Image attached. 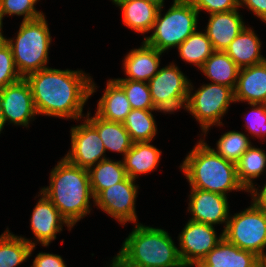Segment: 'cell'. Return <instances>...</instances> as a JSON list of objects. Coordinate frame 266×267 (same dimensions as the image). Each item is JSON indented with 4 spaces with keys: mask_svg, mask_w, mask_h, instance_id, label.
I'll use <instances>...</instances> for the list:
<instances>
[{
    "mask_svg": "<svg viewBox=\"0 0 266 267\" xmlns=\"http://www.w3.org/2000/svg\"><path fill=\"white\" fill-rule=\"evenodd\" d=\"M38 0H1L3 15L23 16L22 21H30L44 16L43 12L35 9Z\"/></svg>",
    "mask_w": 266,
    "mask_h": 267,
    "instance_id": "cell-33",
    "label": "cell"
},
{
    "mask_svg": "<svg viewBox=\"0 0 266 267\" xmlns=\"http://www.w3.org/2000/svg\"><path fill=\"white\" fill-rule=\"evenodd\" d=\"M148 2L154 3L155 5H157L158 7H164V0H146ZM179 0H173V3L178 2Z\"/></svg>",
    "mask_w": 266,
    "mask_h": 267,
    "instance_id": "cell-41",
    "label": "cell"
},
{
    "mask_svg": "<svg viewBox=\"0 0 266 267\" xmlns=\"http://www.w3.org/2000/svg\"><path fill=\"white\" fill-rule=\"evenodd\" d=\"M252 195L253 202L262 212L266 213V183L261 190L258 191V188L255 185L248 191Z\"/></svg>",
    "mask_w": 266,
    "mask_h": 267,
    "instance_id": "cell-39",
    "label": "cell"
},
{
    "mask_svg": "<svg viewBox=\"0 0 266 267\" xmlns=\"http://www.w3.org/2000/svg\"><path fill=\"white\" fill-rule=\"evenodd\" d=\"M3 18H4V15H3V11H2V2L0 0V28L3 27Z\"/></svg>",
    "mask_w": 266,
    "mask_h": 267,
    "instance_id": "cell-44",
    "label": "cell"
},
{
    "mask_svg": "<svg viewBox=\"0 0 266 267\" xmlns=\"http://www.w3.org/2000/svg\"><path fill=\"white\" fill-rule=\"evenodd\" d=\"M234 99L235 103L266 104V61L239 70Z\"/></svg>",
    "mask_w": 266,
    "mask_h": 267,
    "instance_id": "cell-18",
    "label": "cell"
},
{
    "mask_svg": "<svg viewBox=\"0 0 266 267\" xmlns=\"http://www.w3.org/2000/svg\"><path fill=\"white\" fill-rule=\"evenodd\" d=\"M200 70L211 83L225 85L234 90L240 68L224 51H214Z\"/></svg>",
    "mask_w": 266,
    "mask_h": 267,
    "instance_id": "cell-25",
    "label": "cell"
},
{
    "mask_svg": "<svg viewBox=\"0 0 266 267\" xmlns=\"http://www.w3.org/2000/svg\"><path fill=\"white\" fill-rule=\"evenodd\" d=\"M189 196L190 220L212 226L225 223V230L230 216L227 196L196 188H191Z\"/></svg>",
    "mask_w": 266,
    "mask_h": 267,
    "instance_id": "cell-14",
    "label": "cell"
},
{
    "mask_svg": "<svg viewBox=\"0 0 266 267\" xmlns=\"http://www.w3.org/2000/svg\"><path fill=\"white\" fill-rule=\"evenodd\" d=\"M34 267H67L60 255L40 252L33 260Z\"/></svg>",
    "mask_w": 266,
    "mask_h": 267,
    "instance_id": "cell-37",
    "label": "cell"
},
{
    "mask_svg": "<svg viewBox=\"0 0 266 267\" xmlns=\"http://www.w3.org/2000/svg\"><path fill=\"white\" fill-rule=\"evenodd\" d=\"M2 31V28H0V47L6 42V37H4Z\"/></svg>",
    "mask_w": 266,
    "mask_h": 267,
    "instance_id": "cell-45",
    "label": "cell"
},
{
    "mask_svg": "<svg viewBox=\"0 0 266 267\" xmlns=\"http://www.w3.org/2000/svg\"><path fill=\"white\" fill-rule=\"evenodd\" d=\"M138 187L135 185V180L127 177L125 180L102 190L94 198V204L123 226L127 222L135 223L137 221L135 202Z\"/></svg>",
    "mask_w": 266,
    "mask_h": 267,
    "instance_id": "cell-10",
    "label": "cell"
},
{
    "mask_svg": "<svg viewBox=\"0 0 266 267\" xmlns=\"http://www.w3.org/2000/svg\"><path fill=\"white\" fill-rule=\"evenodd\" d=\"M114 80L123 88L132 109H156L146 82L128 79Z\"/></svg>",
    "mask_w": 266,
    "mask_h": 267,
    "instance_id": "cell-32",
    "label": "cell"
},
{
    "mask_svg": "<svg viewBox=\"0 0 266 267\" xmlns=\"http://www.w3.org/2000/svg\"><path fill=\"white\" fill-rule=\"evenodd\" d=\"M246 27L238 9L210 15L206 34L214 51H224L234 38Z\"/></svg>",
    "mask_w": 266,
    "mask_h": 267,
    "instance_id": "cell-16",
    "label": "cell"
},
{
    "mask_svg": "<svg viewBox=\"0 0 266 267\" xmlns=\"http://www.w3.org/2000/svg\"><path fill=\"white\" fill-rule=\"evenodd\" d=\"M247 136L249 135L239 131H228L221 135L216 143V150H213L224 159L236 164L252 145Z\"/></svg>",
    "mask_w": 266,
    "mask_h": 267,
    "instance_id": "cell-31",
    "label": "cell"
},
{
    "mask_svg": "<svg viewBox=\"0 0 266 267\" xmlns=\"http://www.w3.org/2000/svg\"><path fill=\"white\" fill-rule=\"evenodd\" d=\"M35 241L16 236L7 228L0 235V267H16L26 261L35 249Z\"/></svg>",
    "mask_w": 266,
    "mask_h": 267,
    "instance_id": "cell-26",
    "label": "cell"
},
{
    "mask_svg": "<svg viewBox=\"0 0 266 267\" xmlns=\"http://www.w3.org/2000/svg\"><path fill=\"white\" fill-rule=\"evenodd\" d=\"M151 142H134L123 157L127 176L136 180L139 175L155 170L160 161L161 153Z\"/></svg>",
    "mask_w": 266,
    "mask_h": 267,
    "instance_id": "cell-22",
    "label": "cell"
},
{
    "mask_svg": "<svg viewBox=\"0 0 266 267\" xmlns=\"http://www.w3.org/2000/svg\"><path fill=\"white\" fill-rule=\"evenodd\" d=\"M179 238V256L185 267L196 266L224 237L214 226L188 220Z\"/></svg>",
    "mask_w": 266,
    "mask_h": 267,
    "instance_id": "cell-11",
    "label": "cell"
},
{
    "mask_svg": "<svg viewBox=\"0 0 266 267\" xmlns=\"http://www.w3.org/2000/svg\"><path fill=\"white\" fill-rule=\"evenodd\" d=\"M200 13L205 10L210 15L239 9V0H190Z\"/></svg>",
    "mask_w": 266,
    "mask_h": 267,
    "instance_id": "cell-36",
    "label": "cell"
},
{
    "mask_svg": "<svg viewBox=\"0 0 266 267\" xmlns=\"http://www.w3.org/2000/svg\"><path fill=\"white\" fill-rule=\"evenodd\" d=\"M110 267H139L138 265L130 263L123 255L118 253L110 263Z\"/></svg>",
    "mask_w": 266,
    "mask_h": 267,
    "instance_id": "cell-40",
    "label": "cell"
},
{
    "mask_svg": "<svg viewBox=\"0 0 266 267\" xmlns=\"http://www.w3.org/2000/svg\"><path fill=\"white\" fill-rule=\"evenodd\" d=\"M21 78L14 64L11 47L5 42L0 47V90Z\"/></svg>",
    "mask_w": 266,
    "mask_h": 267,
    "instance_id": "cell-34",
    "label": "cell"
},
{
    "mask_svg": "<svg viewBox=\"0 0 266 267\" xmlns=\"http://www.w3.org/2000/svg\"><path fill=\"white\" fill-rule=\"evenodd\" d=\"M244 5L266 23V0H239V7Z\"/></svg>",
    "mask_w": 266,
    "mask_h": 267,
    "instance_id": "cell-38",
    "label": "cell"
},
{
    "mask_svg": "<svg viewBox=\"0 0 266 267\" xmlns=\"http://www.w3.org/2000/svg\"><path fill=\"white\" fill-rule=\"evenodd\" d=\"M71 149L65 158L72 164L89 169L100 161L108 159L103 142L97 130L86 120L71 127Z\"/></svg>",
    "mask_w": 266,
    "mask_h": 267,
    "instance_id": "cell-12",
    "label": "cell"
},
{
    "mask_svg": "<svg viewBox=\"0 0 266 267\" xmlns=\"http://www.w3.org/2000/svg\"><path fill=\"white\" fill-rule=\"evenodd\" d=\"M152 111L157 109H132L123 122L133 142H151L157 134V125Z\"/></svg>",
    "mask_w": 266,
    "mask_h": 267,
    "instance_id": "cell-28",
    "label": "cell"
},
{
    "mask_svg": "<svg viewBox=\"0 0 266 267\" xmlns=\"http://www.w3.org/2000/svg\"><path fill=\"white\" fill-rule=\"evenodd\" d=\"M50 184L40 191L55 205L61 216L73 227L90 213L94 201L88 170L63 157L51 170Z\"/></svg>",
    "mask_w": 266,
    "mask_h": 267,
    "instance_id": "cell-2",
    "label": "cell"
},
{
    "mask_svg": "<svg viewBox=\"0 0 266 267\" xmlns=\"http://www.w3.org/2000/svg\"><path fill=\"white\" fill-rule=\"evenodd\" d=\"M4 125H5V120H4V117H3V108H2L1 103H0V134H1V131L3 130V128H4Z\"/></svg>",
    "mask_w": 266,
    "mask_h": 267,
    "instance_id": "cell-42",
    "label": "cell"
},
{
    "mask_svg": "<svg viewBox=\"0 0 266 267\" xmlns=\"http://www.w3.org/2000/svg\"><path fill=\"white\" fill-rule=\"evenodd\" d=\"M135 224L119 251L130 263L139 267H185L167 231Z\"/></svg>",
    "mask_w": 266,
    "mask_h": 267,
    "instance_id": "cell-4",
    "label": "cell"
},
{
    "mask_svg": "<svg viewBox=\"0 0 266 267\" xmlns=\"http://www.w3.org/2000/svg\"><path fill=\"white\" fill-rule=\"evenodd\" d=\"M89 181L94 198L104 189L125 180L128 176L123 161L106 159L88 169Z\"/></svg>",
    "mask_w": 266,
    "mask_h": 267,
    "instance_id": "cell-27",
    "label": "cell"
},
{
    "mask_svg": "<svg viewBox=\"0 0 266 267\" xmlns=\"http://www.w3.org/2000/svg\"><path fill=\"white\" fill-rule=\"evenodd\" d=\"M131 110L123 88L114 79H109L98 101L96 114L105 120L123 123Z\"/></svg>",
    "mask_w": 266,
    "mask_h": 267,
    "instance_id": "cell-23",
    "label": "cell"
},
{
    "mask_svg": "<svg viewBox=\"0 0 266 267\" xmlns=\"http://www.w3.org/2000/svg\"><path fill=\"white\" fill-rule=\"evenodd\" d=\"M259 257L223 238L196 267H258Z\"/></svg>",
    "mask_w": 266,
    "mask_h": 267,
    "instance_id": "cell-19",
    "label": "cell"
},
{
    "mask_svg": "<svg viewBox=\"0 0 266 267\" xmlns=\"http://www.w3.org/2000/svg\"><path fill=\"white\" fill-rule=\"evenodd\" d=\"M25 79L31 87L37 114L63 119H81L84 105L97 87L82 70L47 67Z\"/></svg>",
    "mask_w": 266,
    "mask_h": 267,
    "instance_id": "cell-1",
    "label": "cell"
},
{
    "mask_svg": "<svg viewBox=\"0 0 266 267\" xmlns=\"http://www.w3.org/2000/svg\"><path fill=\"white\" fill-rule=\"evenodd\" d=\"M41 196L36 203L31 216V230L36 238L35 241L42 246H49L56 239V234L62 231V224L69 230L71 226L61 216L55 205L40 191Z\"/></svg>",
    "mask_w": 266,
    "mask_h": 267,
    "instance_id": "cell-15",
    "label": "cell"
},
{
    "mask_svg": "<svg viewBox=\"0 0 266 267\" xmlns=\"http://www.w3.org/2000/svg\"><path fill=\"white\" fill-rule=\"evenodd\" d=\"M191 188L227 195L228 191H246L237 177L236 164L217 154L204 139L180 164Z\"/></svg>",
    "mask_w": 266,
    "mask_h": 267,
    "instance_id": "cell-3",
    "label": "cell"
},
{
    "mask_svg": "<svg viewBox=\"0 0 266 267\" xmlns=\"http://www.w3.org/2000/svg\"><path fill=\"white\" fill-rule=\"evenodd\" d=\"M162 52L142 42L140 48L132 49L124 58L123 69L127 78L132 81L146 82L159 71Z\"/></svg>",
    "mask_w": 266,
    "mask_h": 267,
    "instance_id": "cell-17",
    "label": "cell"
},
{
    "mask_svg": "<svg viewBox=\"0 0 266 267\" xmlns=\"http://www.w3.org/2000/svg\"><path fill=\"white\" fill-rule=\"evenodd\" d=\"M258 267H266V256H263L262 258H259Z\"/></svg>",
    "mask_w": 266,
    "mask_h": 267,
    "instance_id": "cell-43",
    "label": "cell"
},
{
    "mask_svg": "<svg viewBox=\"0 0 266 267\" xmlns=\"http://www.w3.org/2000/svg\"><path fill=\"white\" fill-rule=\"evenodd\" d=\"M223 237L259 258L266 256V213L251 203L244 211L229 216Z\"/></svg>",
    "mask_w": 266,
    "mask_h": 267,
    "instance_id": "cell-8",
    "label": "cell"
},
{
    "mask_svg": "<svg viewBox=\"0 0 266 267\" xmlns=\"http://www.w3.org/2000/svg\"><path fill=\"white\" fill-rule=\"evenodd\" d=\"M15 39H7L12 50L15 67L22 78L47 68L51 35L45 15L22 21ZM15 40V41H14Z\"/></svg>",
    "mask_w": 266,
    "mask_h": 267,
    "instance_id": "cell-5",
    "label": "cell"
},
{
    "mask_svg": "<svg viewBox=\"0 0 266 267\" xmlns=\"http://www.w3.org/2000/svg\"><path fill=\"white\" fill-rule=\"evenodd\" d=\"M87 112L86 120L97 130L105 150L125 154L133 145V141L121 122L108 121L99 117L96 113L90 117Z\"/></svg>",
    "mask_w": 266,
    "mask_h": 267,
    "instance_id": "cell-24",
    "label": "cell"
},
{
    "mask_svg": "<svg viewBox=\"0 0 266 267\" xmlns=\"http://www.w3.org/2000/svg\"><path fill=\"white\" fill-rule=\"evenodd\" d=\"M0 103L5 123L29 127L38 115L34 106L31 87L25 78L0 90Z\"/></svg>",
    "mask_w": 266,
    "mask_h": 267,
    "instance_id": "cell-13",
    "label": "cell"
},
{
    "mask_svg": "<svg viewBox=\"0 0 266 267\" xmlns=\"http://www.w3.org/2000/svg\"><path fill=\"white\" fill-rule=\"evenodd\" d=\"M183 61L196 65L200 69L206 59L214 52L206 32H193L177 47Z\"/></svg>",
    "mask_w": 266,
    "mask_h": 267,
    "instance_id": "cell-30",
    "label": "cell"
},
{
    "mask_svg": "<svg viewBox=\"0 0 266 267\" xmlns=\"http://www.w3.org/2000/svg\"><path fill=\"white\" fill-rule=\"evenodd\" d=\"M261 44L258 35L251 27L246 26L229 44L225 53L241 69L266 61V58L260 52Z\"/></svg>",
    "mask_w": 266,
    "mask_h": 267,
    "instance_id": "cell-21",
    "label": "cell"
},
{
    "mask_svg": "<svg viewBox=\"0 0 266 267\" xmlns=\"http://www.w3.org/2000/svg\"><path fill=\"white\" fill-rule=\"evenodd\" d=\"M236 169L239 182L249 191L254 186L253 180L266 169L265 151L251 145L236 163Z\"/></svg>",
    "mask_w": 266,
    "mask_h": 267,
    "instance_id": "cell-29",
    "label": "cell"
},
{
    "mask_svg": "<svg viewBox=\"0 0 266 267\" xmlns=\"http://www.w3.org/2000/svg\"><path fill=\"white\" fill-rule=\"evenodd\" d=\"M147 84L152 102L160 112L170 114L181 107L185 109L190 80L175 63L160 68Z\"/></svg>",
    "mask_w": 266,
    "mask_h": 267,
    "instance_id": "cell-9",
    "label": "cell"
},
{
    "mask_svg": "<svg viewBox=\"0 0 266 267\" xmlns=\"http://www.w3.org/2000/svg\"><path fill=\"white\" fill-rule=\"evenodd\" d=\"M159 8L152 34L144 41L159 52L181 45L193 32L197 30L199 12L190 0H179L173 3L162 17ZM165 51V52H164Z\"/></svg>",
    "mask_w": 266,
    "mask_h": 267,
    "instance_id": "cell-6",
    "label": "cell"
},
{
    "mask_svg": "<svg viewBox=\"0 0 266 267\" xmlns=\"http://www.w3.org/2000/svg\"><path fill=\"white\" fill-rule=\"evenodd\" d=\"M190 82L185 110L199 122L204 137L211 126L222 125L220 121L228 111L231 103H235L234 90L231 87L216 83L204 84L195 93Z\"/></svg>",
    "mask_w": 266,
    "mask_h": 267,
    "instance_id": "cell-7",
    "label": "cell"
},
{
    "mask_svg": "<svg viewBox=\"0 0 266 267\" xmlns=\"http://www.w3.org/2000/svg\"><path fill=\"white\" fill-rule=\"evenodd\" d=\"M252 109L247 115L245 128L252 136L257 138L266 136V104L252 103Z\"/></svg>",
    "mask_w": 266,
    "mask_h": 267,
    "instance_id": "cell-35",
    "label": "cell"
},
{
    "mask_svg": "<svg viewBox=\"0 0 266 267\" xmlns=\"http://www.w3.org/2000/svg\"><path fill=\"white\" fill-rule=\"evenodd\" d=\"M122 11L123 24L135 32L152 31L159 8L146 0H112Z\"/></svg>",
    "mask_w": 266,
    "mask_h": 267,
    "instance_id": "cell-20",
    "label": "cell"
}]
</instances>
